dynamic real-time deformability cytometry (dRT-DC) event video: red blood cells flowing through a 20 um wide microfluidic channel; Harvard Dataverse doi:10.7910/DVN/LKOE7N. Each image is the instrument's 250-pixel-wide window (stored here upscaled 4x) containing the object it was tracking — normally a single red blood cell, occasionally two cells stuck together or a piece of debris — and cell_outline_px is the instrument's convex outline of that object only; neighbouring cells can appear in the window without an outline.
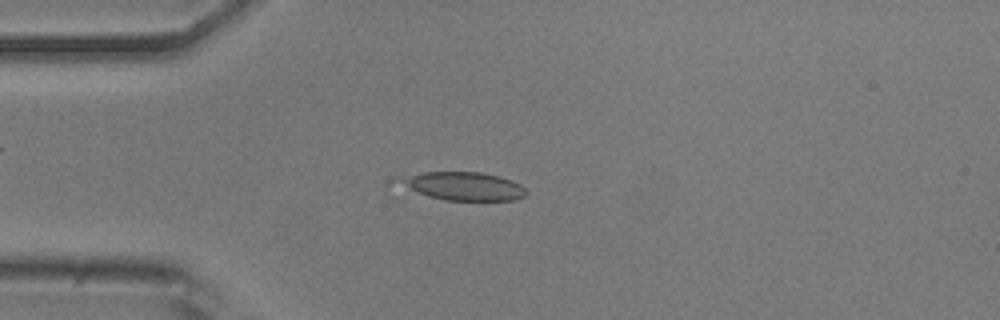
{"species": "common noctule bat (a hibernating species)", "species_latin": "Nyctalus noctula", "temperature_condition": "room temperature", "stored_images_in_passage": 40, "camera_frame_rate_fps": 3000, "um_per_image_px": 0.085, "animal": {"sex": "male", "body_mass_g": 20.5, "forearm_length_mm": 52.5}, "frame": {"image": 1, "passage_image": 12, "time_ms": 3.667, "image_size_px": [1000, 320], "cell_outline_px": [[528, 192], [524, 196], [512, 200], [444, 200], [428, 196], [404, 184], [404, 180], [412, 176], [424, 172], [480, 172], [500, 176], [512, 180], [520, 184]], "centroid_in_image_um": [39.59, 15.83], "position_along_channel_um": 45.4, "area_um2": 19.94}}
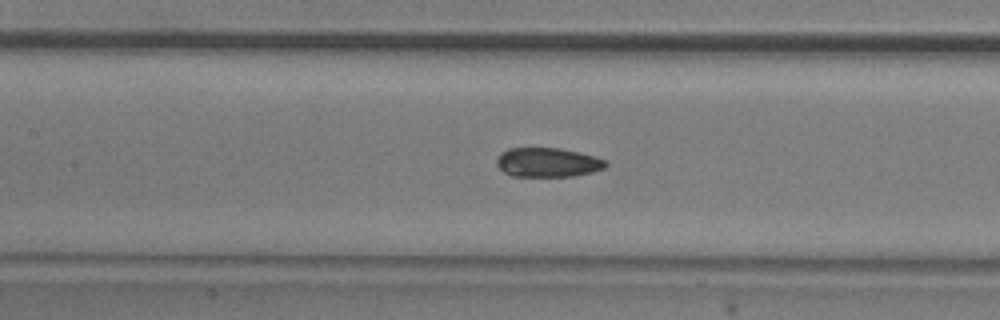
{"frame": {"image": 2, "passage_image": 22, "time_ms": 7.0, "image_size_px": [1000, 320], "cell_outline_px": [[608, 164], [604, 168], [592, 172], [572, 176], [512, 176], [504, 172], [496, 164], [496, 156], [500, 152], [508, 148], [560, 148], [580, 152], [604, 160]], "centroid_in_image_um": [46.5, 13.79], "position_along_channel_um": 160.9, "area_um2": 18.61}}
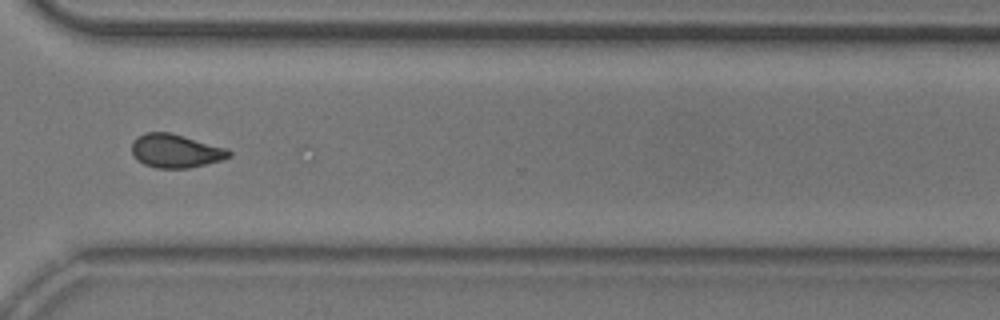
{"frame": {"image": 3, "passage_image": 37, "time_ms": 12.0, "image_size_px": [1000, 320], "cell_outline_px": [[232, 156], [224, 160], [188, 168], [156, 168], [144, 164], [132, 152], [132, 144], [136, 136], [144, 132], [172, 132], [228, 148], [232, 152]], "centroid_in_image_um": [14.98, 12.81], "position_along_channel_um": 355.6, "area_um2": 19.25}, "authors_computed_cell_mechanics": {"area_um2": 19.3919, "velocity_mm_per_s": 3.8854, "shape_relaxation_time_tau1_ms": 0.8736, "shape_relaxation_time_tau2_ms": null, "deformation_change_tau1": null, "deformation_change_tau2": null}}